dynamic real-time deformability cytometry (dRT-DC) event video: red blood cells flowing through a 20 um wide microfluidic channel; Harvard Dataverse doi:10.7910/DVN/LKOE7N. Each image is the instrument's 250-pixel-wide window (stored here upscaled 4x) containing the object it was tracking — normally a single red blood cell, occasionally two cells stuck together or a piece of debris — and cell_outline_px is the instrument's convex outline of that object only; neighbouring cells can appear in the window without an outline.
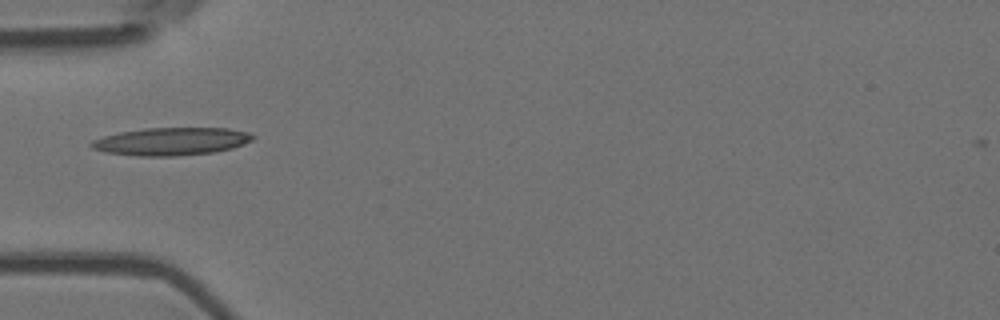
{"species": "Egyptian fruit bat (a non-hibernating species)", "species_latin": "Rousettus aegyptiacus", "temperature_condition": "room temperature", "stored_images_in_passage": 3, "camera_frame_rate_fps": 3000, "um_per_image_px": 0.085, "animal": {"sex": "female"}, "frame": {"image": 1, "passage_image": 3, "time_ms": 0.667, "image_size_px": [1000, 320], "cell_outline_px": [[256, 136], [252, 140], [244, 144], [232, 148], [212, 152], [176, 156], [140, 156], [108, 152], [92, 148], [88, 144], [92, 140], [104, 136], [120, 132], [144, 128], [228, 128], [248, 132]], "centroid_in_image_um": [14.57, 12.01], "position_along_channel_um": 70.4, "area_um2": 26.01}}